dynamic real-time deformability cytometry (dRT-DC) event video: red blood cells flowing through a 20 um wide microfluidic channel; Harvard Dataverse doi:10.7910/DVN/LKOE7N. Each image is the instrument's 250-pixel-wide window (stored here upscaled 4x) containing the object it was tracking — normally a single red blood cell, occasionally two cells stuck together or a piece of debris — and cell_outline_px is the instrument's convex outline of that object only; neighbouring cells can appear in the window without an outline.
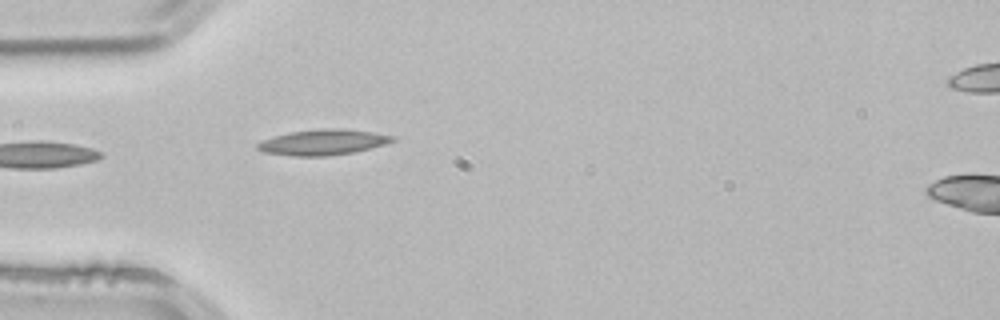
{"species": "common noctule bat (a hibernating species)", "species_latin": "Nyctalus noctula", "temperature_condition": "room temperature", "stored_images_in_passage": 2, "camera_frame_rate_fps": 3000, "um_per_image_px": 0.085, "animal": {"sex": "male", "body_mass_g": 21.5, "forearm_length_mm": 52.0}, "frame": {"image": 1, "passage_image": 1, "time_ms": 0.0, "image_size_px": [1000, 320], "cell_outline_px": [[396, 140], [384, 144], [356, 152], [328, 156], [292, 156], [264, 152], [256, 148], [256, 144], [264, 140], [288, 132], [320, 128], [344, 128], [372, 132], [396, 136]], "centroid_in_image_um": [27.48, 12.08], "position_along_channel_um": 57.5, "area_um2": 20.23}}